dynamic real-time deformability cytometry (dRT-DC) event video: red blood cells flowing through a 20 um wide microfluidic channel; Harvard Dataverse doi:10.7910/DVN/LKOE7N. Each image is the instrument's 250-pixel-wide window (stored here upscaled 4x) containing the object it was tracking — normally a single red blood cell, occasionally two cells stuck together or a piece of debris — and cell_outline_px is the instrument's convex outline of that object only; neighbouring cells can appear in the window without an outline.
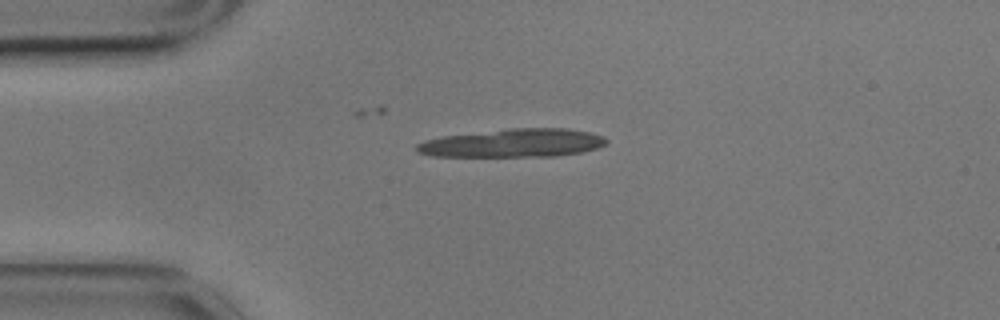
{"species": "common noctule bat (a hibernating species)", "species_latin": "Nyctalus noctula", "temperature_condition": "cold", "stored_images_in_passage": 17, "camera_frame_rate_fps": 3000, "um_per_image_px": 0.085, "animal": {"sex": "male", "body_mass_g": 17.9}, "frame": {"image": 1, "passage_image": 12, "time_ms": 3.667, "image_size_px": [1000, 320], "cell_outline_px": [[608, 144], [596, 148], [580, 152], [556, 156], [432, 156], [416, 152], [416, 144], [424, 140], [444, 136], [508, 128], [568, 128], [592, 132], [604, 136], [608, 140]], "centroid_in_image_um": [43.64, 12.15], "position_along_channel_um": 41.4, "area_um2": 31.44}}